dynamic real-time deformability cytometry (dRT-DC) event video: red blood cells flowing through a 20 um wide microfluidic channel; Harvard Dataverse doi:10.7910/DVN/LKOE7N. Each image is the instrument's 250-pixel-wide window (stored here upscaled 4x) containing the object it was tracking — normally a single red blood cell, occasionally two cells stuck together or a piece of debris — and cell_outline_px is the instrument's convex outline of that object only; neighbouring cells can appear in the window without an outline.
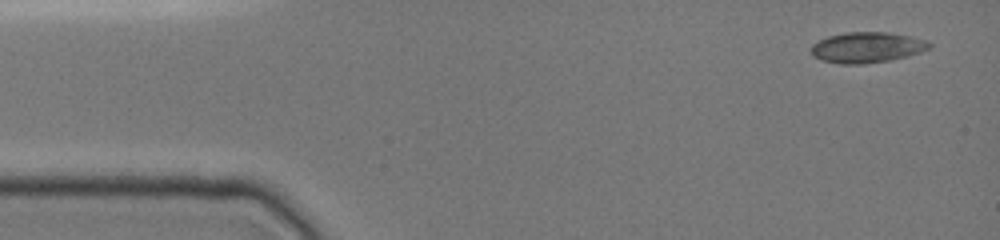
{"species": "common noctule bat (a hibernating species)", "species_latin": "Nyctalus noctula", "temperature_condition": "cold", "stored_images_in_passage": 9, "camera_frame_rate_fps": 3000, "um_per_image_px": 0.085, "animal": {"sex": "female", "body_mass_g": 19.0, "forearm_length_mm": 51.5}, "frame": {"image": 1, "passage_image": 1, "time_ms": 0.0, "image_size_px": [1000, 240], "cell_outline_px": [[932, 44], [928, 48], [920, 52], [908, 56], [888, 60], [860, 64], [840, 64], [820, 60], [812, 56], [808, 48], [812, 44], [828, 36], [844, 32], [888, 32], [912, 36], [928, 40]], "centroid_in_image_um": [73.65, 4.02], "position_along_channel_um": 11.3, "area_um2": 21.33}}
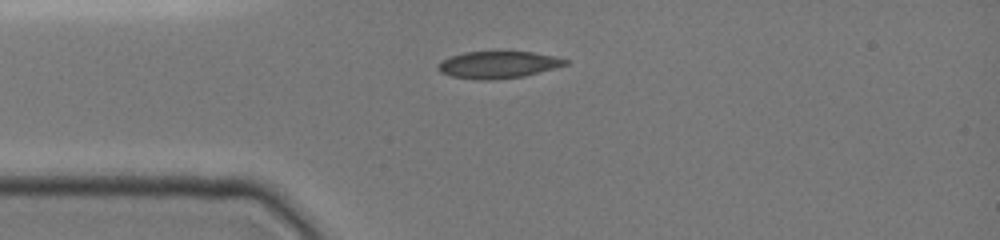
{"frame": {"image": 2, "passage_image": 7, "time_ms": 3.0, "image_size_px": [1000, 240], "cell_outline_px": [[568, 64], [556, 68], [524, 76], [492, 80], [476, 80], [452, 76], [440, 72], [436, 68], [436, 64], [440, 60], [464, 52], [532, 52], [552, 56], [568, 60]], "centroid_in_image_um": [42.3, 5.51], "position_along_channel_um": 42.7, "area_um2": 20.06}}